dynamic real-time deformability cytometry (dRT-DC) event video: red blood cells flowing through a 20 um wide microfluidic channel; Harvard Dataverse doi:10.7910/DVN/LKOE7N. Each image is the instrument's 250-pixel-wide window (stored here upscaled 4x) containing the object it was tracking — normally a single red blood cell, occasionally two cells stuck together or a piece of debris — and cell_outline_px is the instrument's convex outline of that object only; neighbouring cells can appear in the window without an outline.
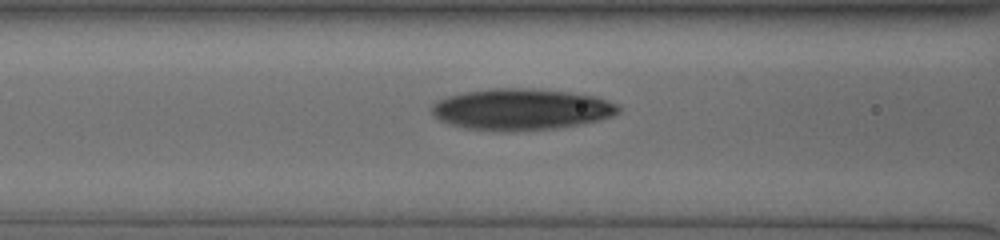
{"species": "human", "species_latin": "Homo sapiens", "temperature_condition": "cold", "stored_images_in_passage": 32, "camera_frame_rate_fps": 3000, "um_per_image_px": 0.085, "donor": {"sex": "male"}, "frame": {"image": 1, "passage_image": 5, "time_ms": 1.333, "image_size_px": [1000, 240], "cell_outline_px": [[620, 112], [612, 116], [600, 120], [580, 124], [556, 128], [504, 132], [496, 132], [464, 128], [440, 120], [432, 112], [432, 104], [448, 96], [464, 92], [492, 88], [524, 88], [568, 92], [592, 96], [620, 104]], "centroid_in_image_um": [44.32, 9.31], "position_along_channel_um": 122.3, "area_um2": 44.91}}
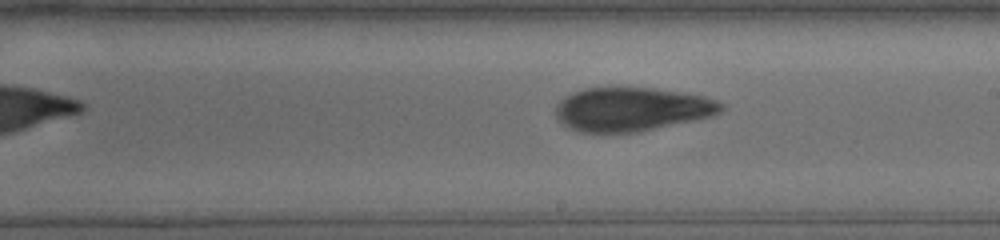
{"frame": {"image": 2, "passage_image": 14, "time_ms": 4.333, "image_size_px": [1000, 240], "cell_outline_px": [[724, 108], [720, 112], [712, 116], [640, 132], [576, 132], [568, 128], [556, 120], [556, 104], [560, 100], [584, 88], [652, 88], [680, 92], [704, 96], [716, 100], [724, 104]], "centroid_in_image_um": [53.69, 9.3], "position_along_channel_um": 235.3, "area_um2": 42.19}}
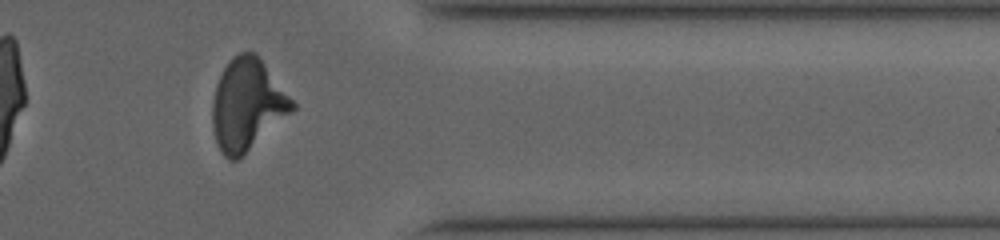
{"frame": {"image": 3, "passage_image": 27, "time_ms": 8.667, "image_size_px": [1000, 240], "cell_outline_px": [[296, 108], [236, 160], [228, 160], [220, 152], [212, 128], [212, 104], [216, 84], [228, 60], [240, 52], [256, 52], [296, 104]], "centroid_in_image_um": [20.99, 8.87], "position_along_channel_um": 390.4, "area_um2": 42.08}, "authors_computed_cell_mechanics": {"area_um2": 42.1651, "velocity_mm_per_s": 3.7697, "shape_relaxation_time_tau1_ms": 8.4748, "shape_relaxation_time_tau2_ms": 2.8678, "deformation_change_tau1": 0.2567, "deformation_change_tau2": 0.1098}}